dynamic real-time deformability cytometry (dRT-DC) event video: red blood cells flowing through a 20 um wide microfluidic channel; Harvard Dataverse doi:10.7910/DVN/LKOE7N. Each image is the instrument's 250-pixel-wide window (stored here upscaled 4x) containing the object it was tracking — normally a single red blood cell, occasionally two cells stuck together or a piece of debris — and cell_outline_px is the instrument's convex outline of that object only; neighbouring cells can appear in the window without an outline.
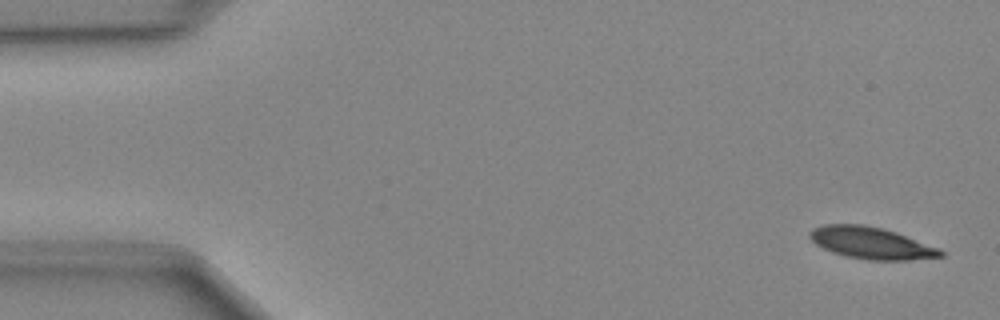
{"species": "Egyptian fruit bat (a non-hibernating species)", "species_latin": "Rousettus aegyptiacus", "temperature_condition": "cold", "stored_images_in_passage": 49, "camera_frame_rate_fps": 3000, "um_per_image_px": 0.085, "animal": {"sex": "female"}, "frame": {"image": 1, "passage_image": 2, "time_ms": 0.333, "image_size_px": [1000, 320], "cell_outline_px": [[944, 256], [908, 260], [868, 260], [848, 256], [832, 252], [816, 244], [808, 236], [808, 232], [812, 228], [824, 224], [864, 224], [896, 232], [940, 248], [944, 252]], "centroid_in_image_um": [74.04, 20.65], "position_along_channel_um": 11.0, "area_um2": 24.22}}
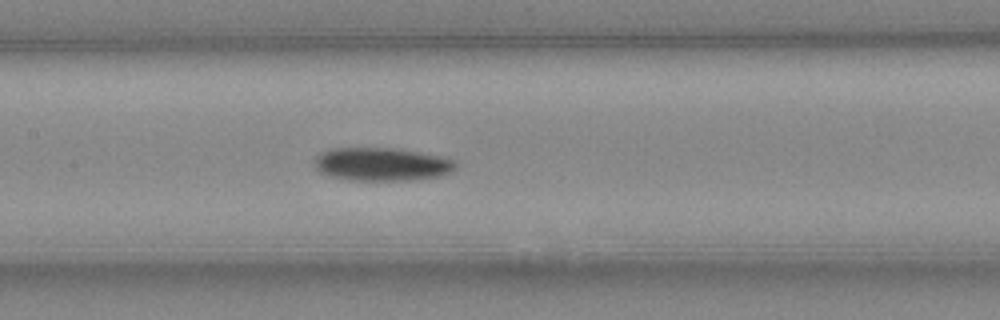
{"frame": {"image": 2, "passage_image": 23, "time_ms": 7.333, "image_size_px": [1000, 320], "cell_outline_px": [[456, 168], [452, 172], [440, 176], [412, 180], [348, 180], [332, 176], [320, 172], [316, 168], [316, 156], [320, 152], [332, 148], [396, 148], [440, 156], [456, 160]], "centroid_in_image_um": [32.48, 13.96], "position_along_channel_um": 174.9, "area_um2": 27.34}}
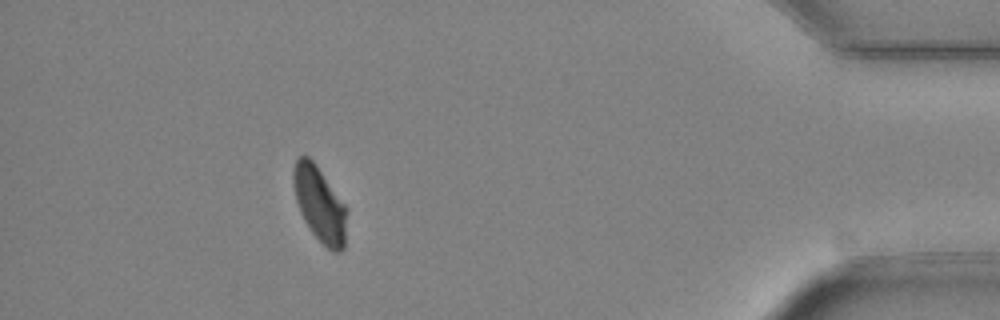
{"frame": {"image": 3, "passage_image": 44, "time_ms": 14.333, "image_size_px": [1000, 320], "cell_outline_px": [[348, 208], [344, 248], [340, 252], [332, 252], [312, 232], [304, 220], [300, 212], [296, 200], [292, 180], [292, 172], [296, 160], [300, 156], [308, 156], [316, 164]], "centroid_in_image_um": [27.18, 17.35], "position_along_channel_um": 408.0, "area_um2": 23.47}}